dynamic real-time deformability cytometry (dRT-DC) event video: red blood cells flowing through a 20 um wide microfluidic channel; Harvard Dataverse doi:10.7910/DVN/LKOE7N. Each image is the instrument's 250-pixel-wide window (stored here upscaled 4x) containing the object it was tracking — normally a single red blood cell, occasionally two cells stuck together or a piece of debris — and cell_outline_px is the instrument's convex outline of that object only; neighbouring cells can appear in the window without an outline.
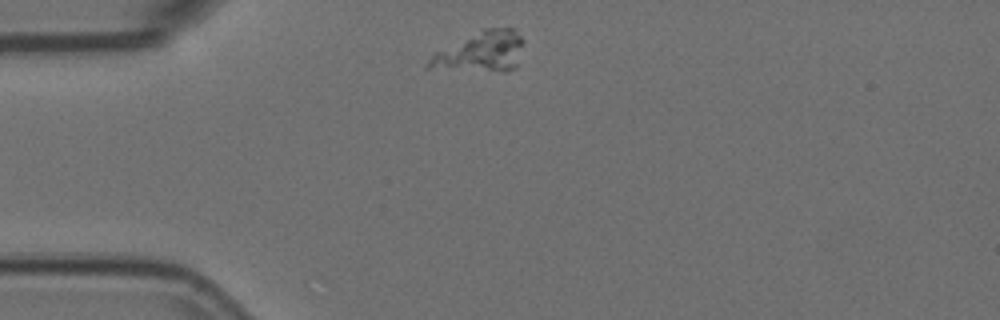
{"species": "Egyptian fruit bat (a non-hibernating species)", "species_latin": "Rousettus aegyptiacus", "temperature_condition": "room temperature", "stored_images_in_passage": 4, "camera_frame_rate_fps": 3000, "um_per_image_px": 0.085, "animal": {"sex": "female"}, "frame": {"image": 1, "passage_image": 1, "time_ms": 0.0, "image_size_px": [1000, 320], "cell_outline_px": [[524, 44], [516, 68], [504, 72], [500, 72], [424, 68], [428, 60], [436, 52], [484, 28], [512, 28], [524, 40]], "centroid_in_image_um": [40.91, 4.43], "position_along_channel_um": 44.1, "area_um2": 22.25}}
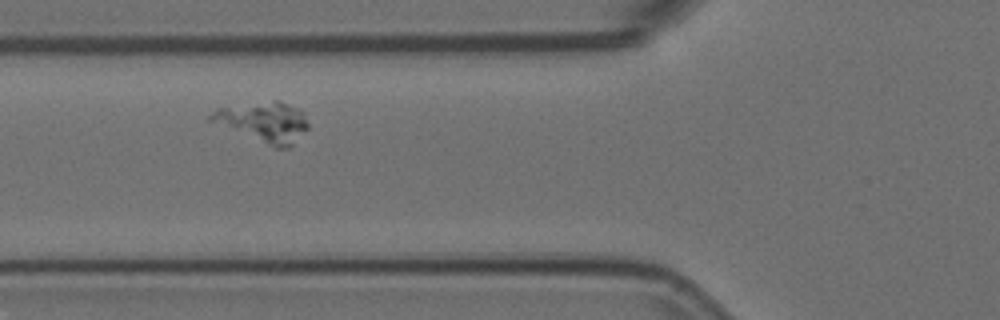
{"frame": {"image": 2, "passage_image": 3, "time_ms": 0.667, "image_size_px": [1000, 320], "cell_outline_px": [[308, 128], [288, 148], [276, 148], [208, 120], [208, 116], [212, 112], [220, 108], [276, 100], [288, 104], [304, 112], [308, 124]], "centroid_in_image_um": [22.45, 10.37], "position_along_channel_um": 103.4, "area_um2": 22.14}}
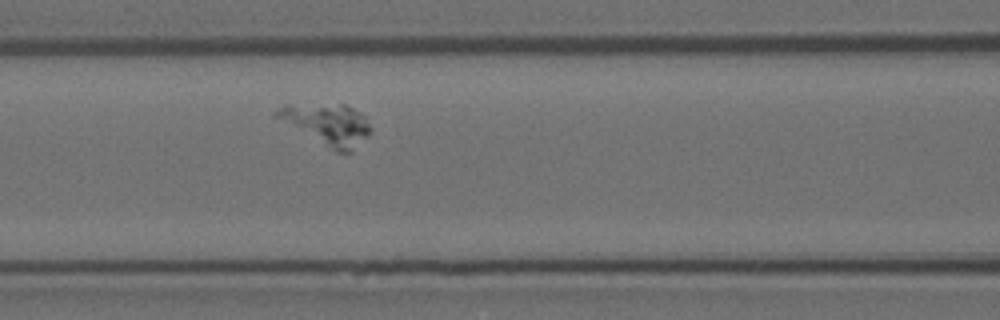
{"frame": {"image": 3, "passage_image": 4, "time_ms": 1.0, "image_size_px": [1000, 320], "cell_outline_px": [[372, 128], [368, 136], [352, 152], [336, 152], [272, 116], [280, 108], [340, 104], [344, 104], [352, 108], [364, 116]], "centroid_in_image_um": [27.91, 10.63], "position_along_channel_um": 138.7, "area_um2": 21.68}}